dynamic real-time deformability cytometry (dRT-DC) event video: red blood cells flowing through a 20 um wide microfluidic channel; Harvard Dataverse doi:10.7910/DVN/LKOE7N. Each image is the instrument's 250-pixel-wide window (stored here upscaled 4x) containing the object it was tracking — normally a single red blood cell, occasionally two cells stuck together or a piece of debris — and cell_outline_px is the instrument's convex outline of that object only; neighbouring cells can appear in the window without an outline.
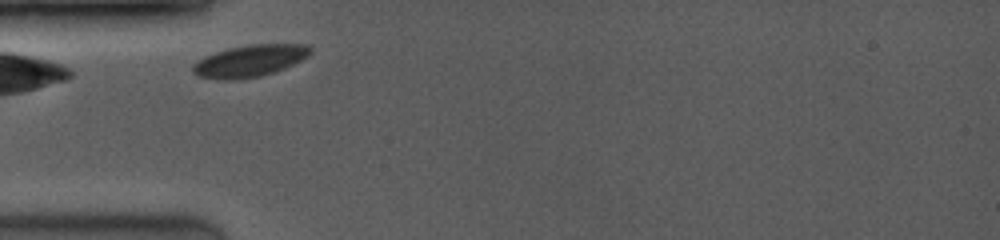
{"species": "common noctule bat (a hibernating species)", "species_latin": "Nyctalus noctula", "temperature_condition": "room temperature", "stored_images_in_passage": 22, "camera_frame_rate_fps": 3500, "um_per_image_px": 0.085, "animal": {"sex": "female", "body_mass_g": 19.0, "forearm_length_mm": 53.3}, "frame": {"image": 1, "passage_image": 1, "time_ms": 0.0, "image_size_px": [1000, 240], "cell_outline_px": [[312, 52], [308, 56], [284, 68], [260, 76], [236, 80], [220, 80], [196, 76], [192, 72], [192, 64], [196, 60], [204, 56], [228, 48], [248, 44], [308, 44], [312, 48]], "centroid_in_image_um": [21.18, 5.17], "position_along_channel_um": 63.8, "area_um2": 22.02}}
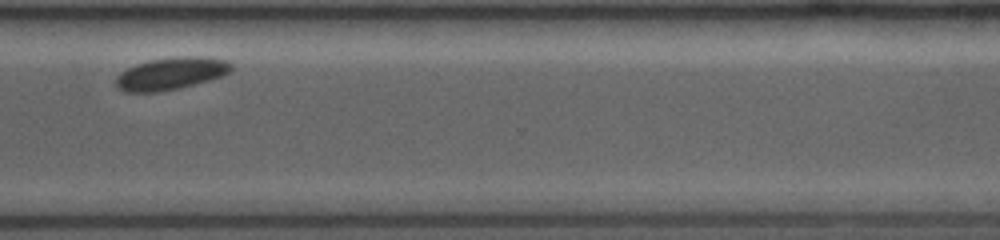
{"frame": {"image": 2, "passage_image": 19, "time_ms": 7.714, "image_size_px": [1000, 240], "cell_outline_px": [[232, 68], [228, 72], [220, 76], [208, 80], [180, 88], [160, 92], [124, 92], [116, 88], [116, 76], [120, 72], [136, 64], [148, 60], [180, 56], [196, 56], [224, 60], [232, 64]], "centroid_in_image_um": [14.46, 6.26], "position_along_channel_um": 356.1, "area_um2": 21.62}}
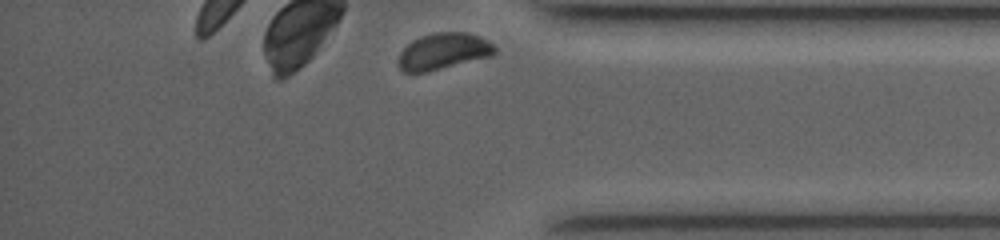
{"frame": {"image": 3, "passage_image": 22, "time_ms": 8.857, "image_size_px": [1000, 240], "cell_outline_px": [[496, 52], [492, 56], [428, 72], [404, 72], [400, 68], [400, 52], [412, 40], [420, 36], [436, 32], [464, 32], [480, 36], [488, 40], [496, 48]], "centroid_in_image_um": [37.72, 4.35], "position_along_channel_um": 397.5, "area_um2": 20.4}, "authors_computed_cell_mechanics": {"area_um2": 21.964, "velocity_mm_per_s": 3.8021, "shape_relaxation_time_tau1_ms": 0.8984, "shape_relaxation_time_tau2_ms": null, "deformation_change_tau1": 0.0167, "deformation_change_tau2": null}}